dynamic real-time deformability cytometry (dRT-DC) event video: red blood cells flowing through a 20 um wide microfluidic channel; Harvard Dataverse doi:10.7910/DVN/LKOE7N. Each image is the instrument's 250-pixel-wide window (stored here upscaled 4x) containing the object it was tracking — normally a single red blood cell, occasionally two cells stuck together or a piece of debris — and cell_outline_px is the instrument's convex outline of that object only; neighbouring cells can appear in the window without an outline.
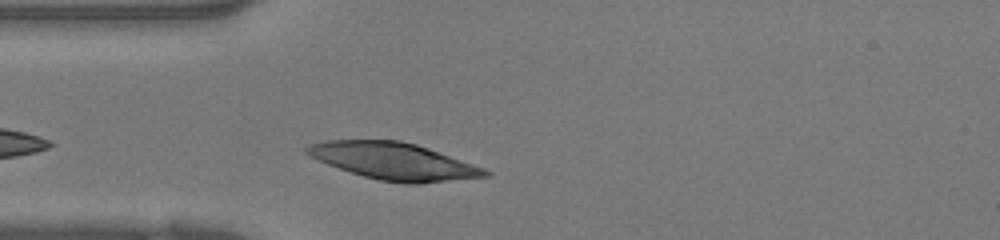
{"species": "human", "species_latin": "Homo sapiens", "temperature_condition": "warm", "stored_images_in_passage": 22, "camera_frame_rate_fps": 3000, "um_per_image_px": 0.085, "donor": {"sex": "female"}, "frame": {"image": 1, "passage_image": 2, "time_ms": 0.333, "image_size_px": [1000, 240], "cell_outline_px": [[492, 176], [420, 184], [404, 184], [380, 180], [364, 176], [328, 164], [308, 156], [304, 152], [304, 148], [308, 144], [328, 140], [400, 140], [416, 144], [428, 148], [484, 168], [492, 172]], "centroid_in_image_um": [33.48, 13.7], "position_along_channel_um": 51.5, "area_um2": 38.44}}
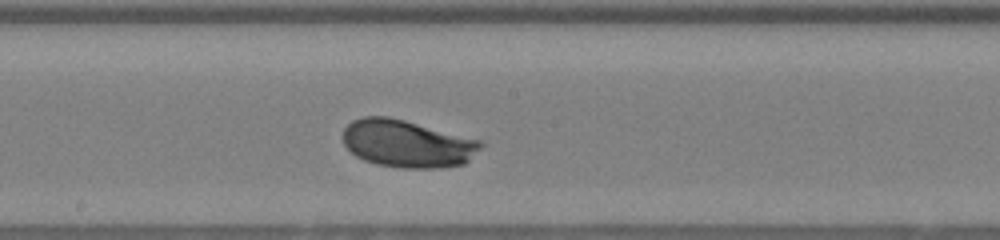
{"frame": {"image": 2, "passage_image": 12, "time_ms": 3.667, "image_size_px": [1000, 240], "cell_outline_px": [[484, 144], [464, 164], [444, 168], [400, 168], [376, 164], [364, 160], [356, 156], [344, 144], [344, 128], [352, 120], [364, 116], [388, 116], [484, 140]], "centroid_in_image_um": [34.64, 12.21], "position_along_channel_um": 213.6, "area_um2": 38.32}}
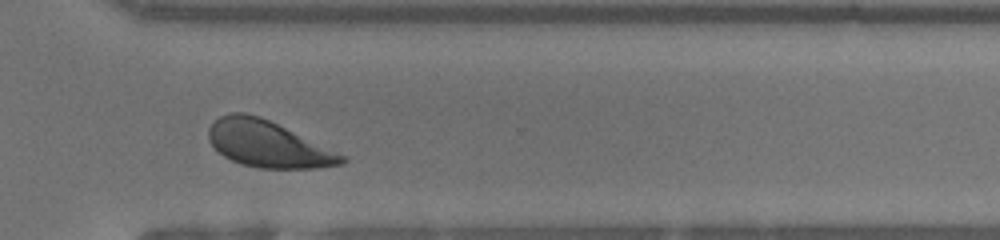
{"frame": {"image": 3, "passage_image": 20, "time_ms": 6.333, "image_size_px": [1000, 240], "cell_outline_px": [[348, 160], [344, 164], [316, 168], [260, 168], [240, 164], [224, 156], [208, 140], [208, 128], [220, 116], [232, 112], [244, 112], [260, 116], [348, 156]], "centroid_in_image_um": [22.81, 12.25], "position_along_channel_um": 347.8, "area_um2": 36.01}}